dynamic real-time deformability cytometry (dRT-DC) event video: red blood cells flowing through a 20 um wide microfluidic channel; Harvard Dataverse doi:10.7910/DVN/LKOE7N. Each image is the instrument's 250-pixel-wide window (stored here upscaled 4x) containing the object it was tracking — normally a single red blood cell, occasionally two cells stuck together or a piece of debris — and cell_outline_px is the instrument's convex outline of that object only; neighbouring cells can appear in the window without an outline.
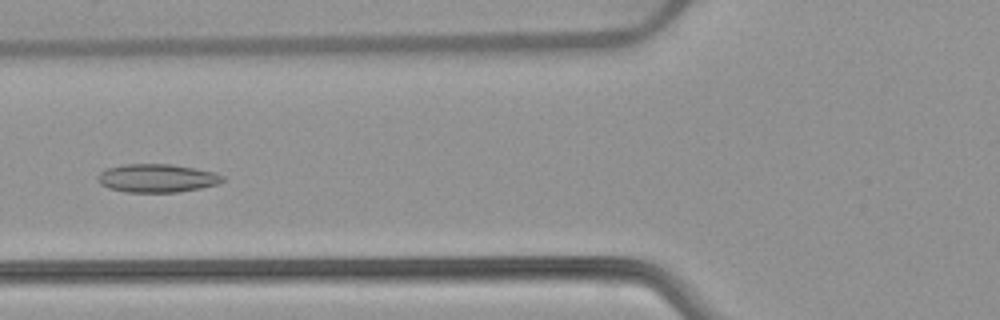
{"species": "common noctule bat (a hibernating species)", "species_latin": "Nyctalus noctula", "temperature_condition": "warm", "stored_images_in_passage": 38, "camera_frame_rate_fps": 3000, "um_per_image_px": 0.085, "animal": {"sex": "female", "body_mass_g": 22.7, "forearm_length_mm": 54.2}, "frame": {"image": 1, "passage_image": 6, "time_ms": 1.667, "image_size_px": [1000, 320], "cell_outline_px": [[224, 180], [216, 184], [200, 188], [180, 192], [124, 192], [108, 188], [100, 184], [96, 180], [96, 176], [100, 172], [108, 168], [124, 164], [172, 164], [216, 172], [224, 176]], "centroid_in_image_um": [13.32, 15.14], "position_along_channel_um": 112.5, "area_um2": 20.75}}
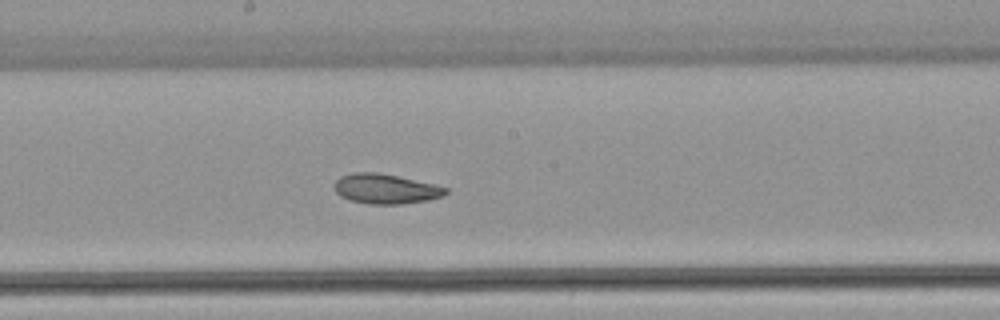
{"frame": {"image": 2, "passage_image": 14, "time_ms": 4.333, "image_size_px": [1000, 320], "cell_outline_px": [[448, 192], [444, 196], [428, 200], [400, 204], [368, 204], [348, 200], [340, 196], [336, 192], [336, 180], [340, 176], [352, 172], [376, 172], [396, 176], [432, 184], [448, 188]], "centroid_in_image_um": [32.76, 16.06], "position_along_channel_um": 215.4, "area_um2": 19.25}}
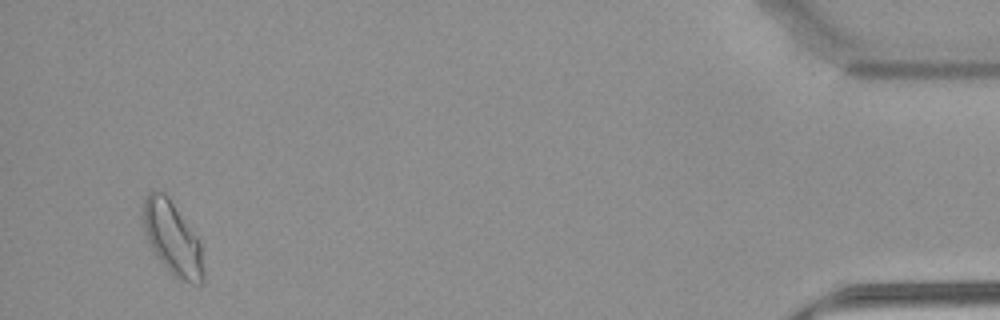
{"frame": {"image": 3, "passage_image": 36, "time_ms": 11.667, "image_size_px": [1000, 320], "cell_outline_px": [[204, 280], [200, 284], [192, 284], [180, 280], [156, 256], [148, 240], [144, 228], [144, 200], [148, 192], [156, 188], [164, 192], [168, 196], [200, 240], [204, 272]], "centroid_in_image_um": [14.69, 20.24], "position_along_channel_um": 420.5, "area_um2": 25.55}, "authors_computed_cell_mechanics": {"area_um2": 20.2589, "velocity_mm_per_s": 3.865, "shape_relaxation_time_tau1_ms": null, "shape_relaxation_time_tau2_ms": 3.5429, "deformation_change_tau1": null, "deformation_change_tau2": 0.0947}}